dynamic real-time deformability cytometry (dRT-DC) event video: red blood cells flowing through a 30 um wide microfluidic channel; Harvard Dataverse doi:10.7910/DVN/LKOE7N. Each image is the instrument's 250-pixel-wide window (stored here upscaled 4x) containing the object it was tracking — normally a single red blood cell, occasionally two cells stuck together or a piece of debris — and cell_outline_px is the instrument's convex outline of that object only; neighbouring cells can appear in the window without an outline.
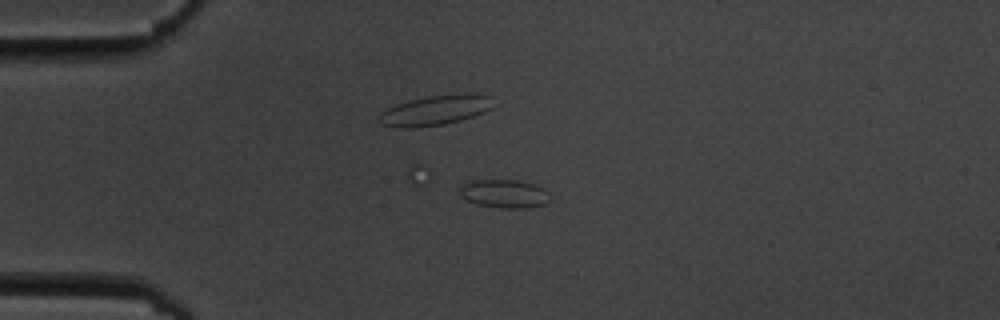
{"species": "common noctule bat (a hibernating species)", "species_latin": "Nyctalus noctula", "temperature_condition": "cold", "stored_images_in_passage": 7, "segment_of_instrument_passage": [2, 2], "camera_frame_rate_fps": 3000, "um_per_image_px": 0.085, "animal": {"sex": "male", "body_mass_g": 19.5, "forearm_length_mm": 54.6}, "frame": {"image": 1, "passage_image": 5, "time_ms": 5.333, "image_size_px": [1000, 320], "cell_outline_px": [[548, 200], [544, 204], [528, 208], [500, 208], [476, 204], [460, 196], [460, 188], [464, 184], [472, 180], [516, 180], [536, 184], [544, 188]], "centroid_in_image_um": [42.84, 16.46], "position_along_channel_um": 42.2, "area_um2": 14.8}}
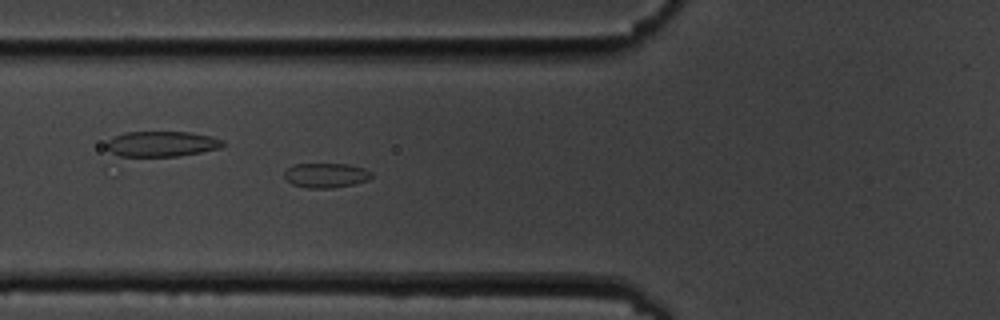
{"frame": {"image": 2, "passage_image": 7, "time_ms": 7.667, "image_size_px": [1000, 320], "cell_outline_px": [[372, 176], [368, 180], [352, 184], [332, 188], [308, 188], [292, 184], [284, 176], [284, 172], [292, 164], [348, 164], [364, 168], [372, 172]], "centroid_in_image_um": [27.71, 14.89], "position_along_channel_um": 98.1, "area_um2": 12.48}}